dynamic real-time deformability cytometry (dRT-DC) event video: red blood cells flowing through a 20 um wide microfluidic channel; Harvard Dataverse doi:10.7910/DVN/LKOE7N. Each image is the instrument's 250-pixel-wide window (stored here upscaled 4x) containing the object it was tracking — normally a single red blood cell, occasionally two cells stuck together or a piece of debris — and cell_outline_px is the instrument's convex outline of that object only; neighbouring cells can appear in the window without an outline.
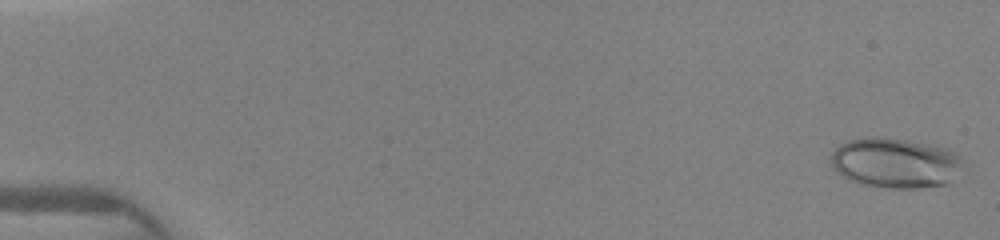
{"species": "human", "species_latin": "Homo sapiens", "temperature_condition": "warm", "stored_images_in_passage": 53, "camera_frame_rate_fps": 3000, "um_per_image_px": 0.085, "donor": {"sex": "female"}, "frame": {"image": 1, "passage_image": 1, "time_ms": 0.0, "image_size_px": [1000, 240], "cell_outline_px": [[964, 164], [948, 184], [920, 188], [888, 188], [860, 184], [836, 172], [832, 164], [832, 152], [840, 144], [848, 140], [868, 136], [876, 136], [904, 140], [944, 148], [960, 156], [964, 160]], "centroid_in_image_um": [76.09, 13.85], "position_along_channel_um": 8.9, "area_um2": 38.32}}
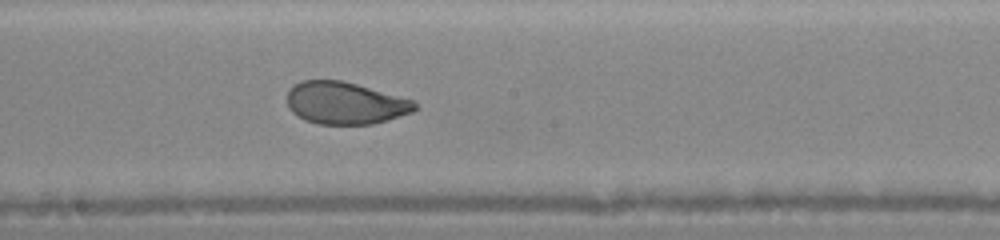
{"frame": {"image": 2, "passage_image": 31, "time_ms": 8.333, "image_size_px": [1000, 240], "cell_outline_px": [[420, 108], [412, 112], [388, 120], [372, 124], [316, 124], [304, 120], [296, 116], [288, 108], [288, 88], [304, 80], [340, 80], [356, 84], [412, 100]], "centroid_in_image_um": [29.31, 8.77], "position_along_channel_um": 218.9, "area_um2": 31.39}}
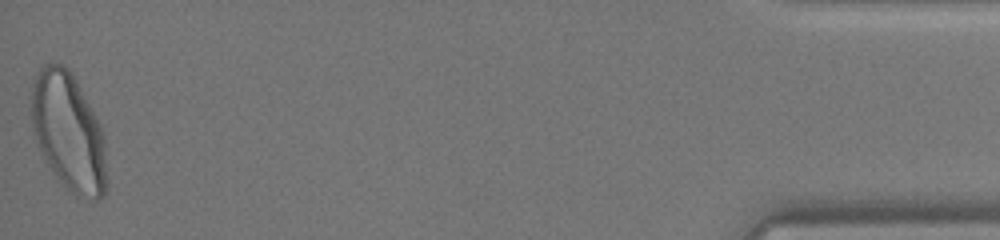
{"frame": {"image": 3, "passage_image": 53, "time_ms": 15.0, "image_size_px": [1000, 240], "cell_outline_px": [[104, 196], [96, 200], [76, 196], [64, 184], [52, 168], [40, 148], [36, 140], [32, 124], [32, 84], [40, 68], [44, 64], [52, 60], [64, 64], [72, 72], [104, 136]], "centroid_in_image_um": [5.79, 11.13], "position_along_channel_um": 429.4, "area_um2": 50.23}}